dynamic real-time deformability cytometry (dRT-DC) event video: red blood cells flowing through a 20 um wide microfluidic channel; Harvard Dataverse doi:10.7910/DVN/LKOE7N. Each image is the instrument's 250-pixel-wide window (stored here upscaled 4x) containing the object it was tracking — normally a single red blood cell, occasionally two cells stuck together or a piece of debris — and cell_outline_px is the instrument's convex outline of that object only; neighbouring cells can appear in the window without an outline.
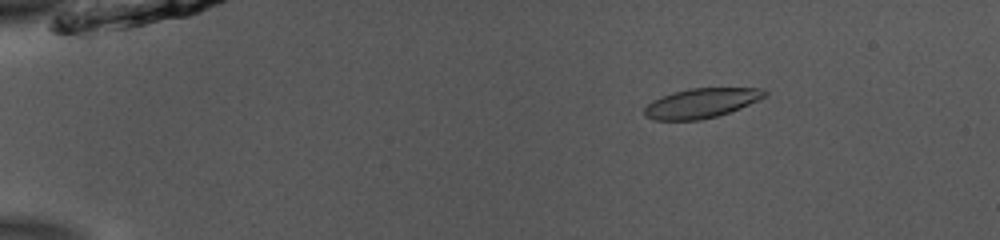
{"species": "common noctule bat (a hibernating species)", "species_latin": "Nyctalus noctula", "temperature_condition": "room temperature", "stored_images_in_passage": 47, "camera_frame_rate_fps": 3000, "um_per_image_px": 0.085, "animal": {"sex": "male", "body_mass_g": 13.0, "forearm_length_mm": 53.1}, "frame": {"image": 1, "passage_image": 3, "time_ms": 0.667, "image_size_px": [1000, 240], "cell_outline_px": [[768, 96], [740, 108], [716, 116], [700, 120], [652, 120], [644, 116], [644, 108], [652, 100], [676, 92], [692, 88], [764, 88], [768, 92]], "centroid_in_image_um": [59.64, 8.77], "position_along_channel_um": 25.4, "area_um2": 20.69}}
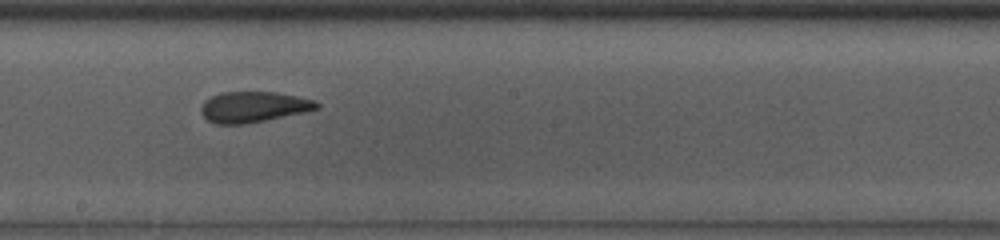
{"frame": {"image": 2, "passage_image": 25, "time_ms": 8.0, "image_size_px": [1000, 240], "cell_outline_px": [[320, 108], [304, 112], [244, 124], [216, 124], [208, 120], [200, 112], [200, 108], [204, 100], [212, 96], [224, 92], [276, 92], [316, 100], [320, 104]], "centroid_in_image_um": [21.54, 9.08], "position_along_channel_um": 226.7, "area_um2": 20.63}}
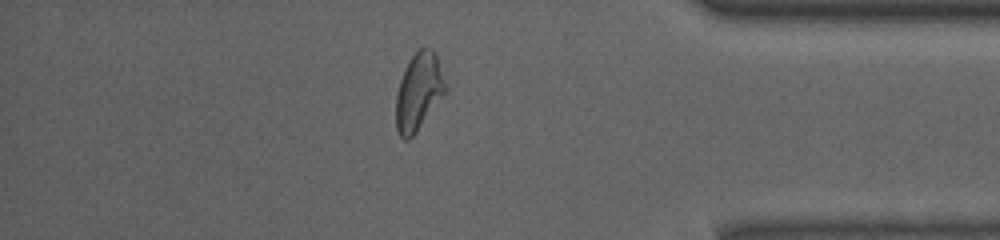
{"frame": {"image": 3, "passage_image": 40, "time_ms": 13.0, "image_size_px": [1000, 240], "cell_outline_px": [[444, 92], [416, 132], [408, 140], [404, 140], [400, 136], [396, 128], [396, 96], [400, 80], [404, 68], [408, 60], [420, 48], [432, 48], [436, 56], [444, 80]], "centroid_in_image_um": [35.53, 7.79], "position_along_channel_um": 399.7, "area_um2": 21.56}, "authors_computed_cell_mechanics": {"area_um2": 21.5594, "velocity_mm_per_s": 3.8917, "shape_relaxation_time_tau1_ms": 6.6411, "shape_relaxation_time_tau2_ms": 1.9873, "deformation_change_tau1": 0.1667, "deformation_change_tau2": 0.0925}}